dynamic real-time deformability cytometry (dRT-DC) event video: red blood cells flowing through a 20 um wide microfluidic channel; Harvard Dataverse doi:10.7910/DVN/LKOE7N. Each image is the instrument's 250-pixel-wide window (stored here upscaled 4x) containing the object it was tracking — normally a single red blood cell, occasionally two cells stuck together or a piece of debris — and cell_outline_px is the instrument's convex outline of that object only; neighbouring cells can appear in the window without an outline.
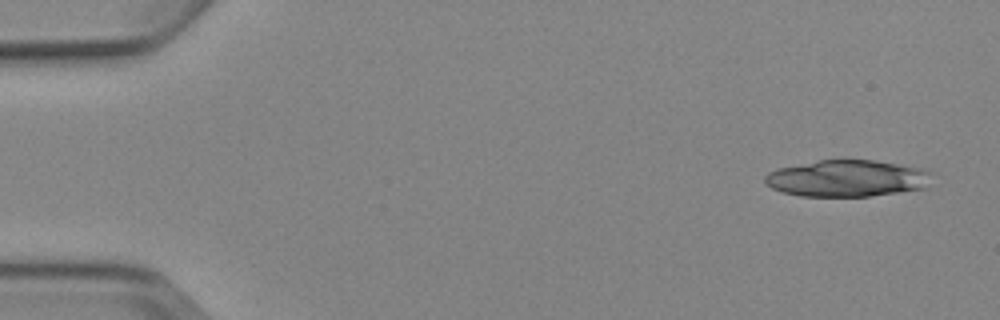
{"species": "Egyptian fruit bat (a non-hibernating species)", "species_latin": "Rousettus aegyptiacus", "temperature_condition": "cold", "stored_images_in_passage": 5, "camera_frame_rate_fps": 3000, "um_per_image_px": 0.085, "animal": {"sex": "female"}, "frame": {"image": 1, "passage_image": 1, "time_ms": 0.0, "image_size_px": [1000, 320], "cell_outline_px": [[932, 172], [928, 188], [868, 196], [800, 196], [784, 192], [772, 188], [764, 180], [764, 176], [768, 172], [776, 168], [820, 160], [872, 160], [924, 168]], "centroid_in_image_um": [72.03, 15.16], "position_along_channel_um": 13.0, "area_um2": 35.72}}